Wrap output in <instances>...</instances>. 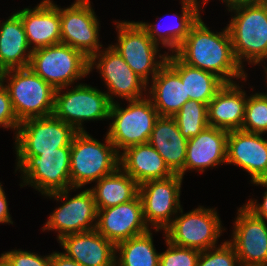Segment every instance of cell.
Returning a JSON list of instances; mask_svg holds the SVG:
<instances>
[{
  "instance_id": "cell-30",
  "label": "cell",
  "mask_w": 267,
  "mask_h": 266,
  "mask_svg": "<svg viewBox=\"0 0 267 266\" xmlns=\"http://www.w3.org/2000/svg\"><path fill=\"white\" fill-rule=\"evenodd\" d=\"M159 263L160 253L153 244L151 229L115 245V266H159Z\"/></svg>"
},
{
  "instance_id": "cell-26",
  "label": "cell",
  "mask_w": 267,
  "mask_h": 266,
  "mask_svg": "<svg viewBox=\"0 0 267 266\" xmlns=\"http://www.w3.org/2000/svg\"><path fill=\"white\" fill-rule=\"evenodd\" d=\"M20 16L13 12L5 21H0V63L7 71L27 68L32 54Z\"/></svg>"
},
{
  "instance_id": "cell-34",
  "label": "cell",
  "mask_w": 267,
  "mask_h": 266,
  "mask_svg": "<svg viewBox=\"0 0 267 266\" xmlns=\"http://www.w3.org/2000/svg\"><path fill=\"white\" fill-rule=\"evenodd\" d=\"M164 238L167 250L160 253L159 266H196L201 251L174 245Z\"/></svg>"
},
{
  "instance_id": "cell-44",
  "label": "cell",
  "mask_w": 267,
  "mask_h": 266,
  "mask_svg": "<svg viewBox=\"0 0 267 266\" xmlns=\"http://www.w3.org/2000/svg\"><path fill=\"white\" fill-rule=\"evenodd\" d=\"M264 69H265V77H266V79H267V67L264 65ZM266 84H267V82H266ZM266 94V96H267V92L265 93Z\"/></svg>"
},
{
  "instance_id": "cell-25",
  "label": "cell",
  "mask_w": 267,
  "mask_h": 266,
  "mask_svg": "<svg viewBox=\"0 0 267 266\" xmlns=\"http://www.w3.org/2000/svg\"><path fill=\"white\" fill-rule=\"evenodd\" d=\"M147 97L152 101L159 116L173 117L190 100L186 97L185 82L165 63L154 76Z\"/></svg>"
},
{
  "instance_id": "cell-13",
  "label": "cell",
  "mask_w": 267,
  "mask_h": 266,
  "mask_svg": "<svg viewBox=\"0 0 267 266\" xmlns=\"http://www.w3.org/2000/svg\"><path fill=\"white\" fill-rule=\"evenodd\" d=\"M94 66L107 86V95L111 103H115L114 98L116 97L126 101L146 97L147 93L145 91L148 84L129 67L110 45L89 59V72L93 71Z\"/></svg>"
},
{
  "instance_id": "cell-3",
  "label": "cell",
  "mask_w": 267,
  "mask_h": 266,
  "mask_svg": "<svg viewBox=\"0 0 267 266\" xmlns=\"http://www.w3.org/2000/svg\"><path fill=\"white\" fill-rule=\"evenodd\" d=\"M105 143L94 139L87 131L77 132L71 142V188H81L99 181L119 167V154L105 136Z\"/></svg>"
},
{
  "instance_id": "cell-14",
  "label": "cell",
  "mask_w": 267,
  "mask_h": 266,
  "mask_svg": "<svg viewBox=\"0 0 267 266\" xmlns=\"http://www.w3.org/2000/svg\"><path fill=\"white\" fill-rule=\"evenodd\" d=\"M182 181L183 177L174 174L139 185L145 222L148 227H154L155 232L164 231L183 208L180 203Z\"/></svg>"
},
{
  "instance_id": "cell-37",
  "label": "cell",
  "mask_w": 267,
  "mask_h": 266,
  "mask_svg": "<svg viewBox=\"0 0 267 266\" xmlns=\"http://www.w3.org/2000/svg\"><path fill=\"white\" fill-rule=\"evenodd\" d=\"M252 184L256 185V186L260 185V186L267 188V183L264 180L255 181V182H252ZM262 199H263L262 203H258L257 199H255V200L249 199V201L243 205L249 211H251L255 216H257L259 218H263L267 221V191L264 192Z\"/></svg>"
},
{
  "instance_id": "cell-42",
  "label": "cell",
  "mask_w": 267,
  "mask_h": 266,
  "mask_svg": "<svg viewBox=\"0 0 267 266\" xmlns=\"http://www.w3.org/2000/svg\"><path fill=\"white\" fill-rule=\"evenodd\" d=\"M6 70L2 67L1 63H0V82H1V79L3 77V75L5 74Z\"/></svg>"
},
{
  "instance_id": "cell-16",
  "label": "cell",
  "mask_w": 267,
  "mask_h": 266,
  "mask_svg": "<svg viewBox=\"0 0 267 266\" xmlns=\"http://www.w3.org/2000/svg\"><path fill=\"white\" fill-rule=\"evenodd\" d=\"M232 239L240 265H267V222L244 205L238 209Z\"/></svg>"
},
{
  "instance_id": "cell-7",
  "label": "cell",
  "mask_w": 267,
  "mask_h": 266,
  "mask_svg": "<svg viewBox=\"0 0 267 266\" xmlns=\"http://www.w3.org/2000/svg\"><path fill=\"white\" fill-rule=\"evenodd\" d=\"M70 155L71 144L38 156L17 155L15 173H22L20 187L33 186L43 196L71 188Z\"/></svg>"
},
{
  "instance_id": "cell-32",
  "label": "cell",
  "mask_w": 267,
  "mask_h": 266,
  "mask_svg": "<svg viewBox=\"0 0 267 266\" xmlns=\"http://www.w3.org/2000/svg\"><path fill=\"white\" fill-rule=\"evenodd\" d=\"M241 130L249 133H267V96L264 92L250 94L247 97Z\"/></svg>"
},
{
  "instance_id": "cell-2",
  "label": "cell",
  "mask_w": 267,
  "mask_h": 266,
  "mask_svg": "<svg viewBox=\"0 0 267 266\" xmlns=\"http://www.w3.org/2000/svg\"><path fill=\"white\" fill-rule=\"evenodd\" d=\"M228 11L235 14L227 29L234 55L241 67L244 68L243 60L252 65L267 60V7L257 2Z\"/></svg>"
},
{
  "instance_id": "cell-12",
  "label": "cell",
  "mask_w": 267,
  "mask_h": 266,
  "mask_svg": "<svg viewBox=\"0 0 267 266\" xmlns=\"http://www.w3.org/2000/svg\"><path fill=\"white\" fill-rule=\"evenodd\" d=\"M74 189L79 188H69L44 195L57 201H64L60 207L55 208L42 227V231L58 232L57 241L70 234L94 230L97 225V208L93 193L90 189H86L70 198L68 194Z\"/></svg>"
},
{
  "instance_id": "cell-10",
  "label": "cell",
  "mask_w": 267,
  "mask_h": 266,
  "mask_svg": "<svg viewBox=\"0 0 267 266\" xmlns=\"http://www.w3.org/2000/svg\"><path fill=\"white\" fill-rule=\"evenodd\" d=\"M175 216L164 230L166 239L180 247L194 248L199 251L215 247L222 233L221 219L215 208L199 206L185 214Z\"/></svg>"
},
{
  "instance_id": "cell-36",
  "label": "cell",
  "mask_w": 267,
  "mask_h": 266,
  "mask_svg": "<svg viewBox=\"0 0 267 266\" xmlns=\"http://www.w3.org/2000/svg\"><path fill=\"white\" fill-rule=\"evenodd\" d=\"M20 122L17 120L7 89L0 82V127L17 131Z\"/></svg>"
},
{
  "instance_id": "cell-8",
  "label": "cell",
  "mask_w": 267,
  "mask_h": 266,
  "mask_svg": "<svg viewBox=\"0 0 267 266\" xmlns=\"http://www.w3.org/2000/svg\"><path fill=\"white\" fill-rule=\"evenodd\" d=\"M117 29V43L110 45L125 60L129 67L147 84L166 63L168 56L159 53V45L152 41L147 31L135 21H114ZM158 53V54H157ZM159 57H158V56ZM160 60H159V59Z\"/></svg>"
},
{
  "instance_id": "cell-29",
  "label": "cell",
  "mask_w": 267,
  "mask_h": 266,
  "mask_svg": "<svg viewBox=\"0 0 267 266\" xmlns=\"http://www.w3.org/2000/svg\"><path fill=\"white\" fill-rule=\"evenodd\" d=\"M97 209H106L127 203L139 195V184L120 167L102 177L89 188Z\"/></svg>"
},
{
  "instance_id": "cell-22",
  "label": "cell",
  "mask_w": 267,
  "mask_h": 266,
  "mask_svg": "<svg viewBox=\"0 0 267 266\" xmlns=\"http://www.w3.org/2000/svg\"><path fill=\"white\" fill-rule=\"evenodd\" d=\"M239 83H225L208 103V125L227 131L241 130L247 94Z\"/></svg>"
},
{
  "instance_id": "cell-20",
  "label": "cell",
  "mask_w": 267,
  "mask_h": 266,
  "mask_svg": "<svg viewBox=\"0 0 267 266\" xmlns=\"http://www.w3.org/2000/svg\"><path fill=\"white\" fill-rule=\"evenodd\" d=\"M63 253L83 266H115V245L96 231L70 234L58 240Z\"/></svg>"
},
{
  "instance_id": "cell-33",
  "label": "cell",
  "mask_w": 267,
  "mask_h": 266,
  "mask_svg": "<svg viewBox=\"0 0 267 266\" xmlns=\"http://www.w3.org/2000/svg\"><path fill=\"white\" fill-rule=\"evenodd\" d=\"M217 246L201 251L196 266H240L235 248L228 240Z\"/></svg>"
},
{
  "instance_id": "cell-31",
  "label": "cell",
  "mask_w": 267,
  "mask_h": 266,
  "mask_svg": "<svg viewBox=\"0 0 267 266\" xmlns=\"http://www.w3.org/2000/svg\"><path fill=\"white\" fill-rule=\"evenodd\" d=\"M207 109L206 103L188 100L173 116L184 138L189 140L209 126Z\"/></svg>"
},
{
  "instance_id": "cell-23",
  "label": "cell",
  "mask_w": 267,
  "mask_h": 266,
  "mask_svg": "<svg viewBox=\"0 0 267 266\" xmlns=\"http://www.w3.org/2000/svg\"><path fill=\"white\" fill-rule=\"evenodd\" d=\"M187 142L174 117L159 116L148 143L156 149L174 174L183 177Z\"/></svg>"
},
{
  "instance_id": "cell-35",
  "label": "cell",
  "mask_w": 267,
  "mask_h": 266,
  "mask_svg": "<svg viewBox=\"0 0 267 266\" xmlns=\"http://www.w3.org/2000/svg\"><path fill=\"white\" fill-rule=\"evenodd\" d=\"M10 266H51V254L41 256L20 249L1 254Z\"/></svg>"
},
{
  "instance_id": "cell-45",
  "label": "cell",
  "mask_w": 267,
  "mask_h": 266,
  "mask_svg": "<svg viewBox=\"0 0 267 266\" xmlns=\"http://www.w3.org/2000/svg\"><path fill=\"white\" fill-rule=\"evenodd\" d=\"M240 266H267V265H240Z\"/></svg>"
},
{
  "instance_id": "cell-43",
  "label": "cell",
  "mask_w": 267,
  "mask_h": 266,
  "mask_svg": "<svg viewBox=\"0 0 267 266\" xmlns=\"http://www.w3.org/2000/svg\"><path fill=\"white\" fill-rule=\"evenodd\" d=\"M259 2H260L262 5H264V6L267 7V0H259Z\"/></svg>"
},
{
  "instance_id": "cell-41",
  "label": "cell",
  "mask_w": 267,
  "mask_h": 266,
  "mask_svg": "<svg viewBox=\"0 0 267 266\" xmlns=\"http://www.w3.org/2000/svg\"><path fill=\"white\" fill-rule=\"evenodd\" d=\"M0 266H10L2 255H0Z\"/></svg>"
},
{
  "instance_id": "cell-40",
  "label": "cell",
  "mask_w": 267,
  "mask_h": 266,
  "mask_svg": "<svg viewBox=\"0 0 267 266\" xmlns=\"http://www.w3.org/2000/svg\"><path fill=\"white\" fill-rule=\"evenodd\" d=\"M209 0H202V4L208 3ZM223 3L225 2L227 9H231L240 5H247V4H253L259 2V0H221Z\"/></svg>"
},
{
  "instance_id": "cell-1",
  "label": "cell",
  "mask_w": 267,
  "mask_h": 266,
  "mask_svg": "<svg viewBox=\"0 0 267 266\" xmlns=\"http://www.w3.org/2000/svg\"><path fill=\"white\" fill-rule=\"evenodd\" d=\"M174 54L185 64L211 72L224 83L247 81L245 69L238 63L227 27L214 33L201 17L191 27L186 39Z\"/></svg>"
},
{
  "instance_id": "cell-17",
  "label": "cell",
  "mask_w": 267,
  "mask_h": 266,
  "mask_svg": "<svg viewBox=\"0 0 267 266\" xmlns=\"http://www.w3.org/2000/svg\"><path fill=\"white\" fill-rule=\"evenodd\" d=\"M96 231L114 245L146 233L151 228L145 222L140 196L106 209H97Z\"/></svg>"
},
{
  "instance_id": "cell-19",
  "label": "cell",
  "mask_w": 267,
  "mask_h": 266,
  "mask_svg": "<svg viewBox=\"0 0 267 266\" xmlns=\"http://www.w3.org/2000/svg\"><path fill=\"white\" fill-rule=\"evenodd\" d=\"M16 13L31 50L61 43L60 7L52 0H42L33 9L27 7Z\"/></svg>"
},
{
  "instance_id": "cell-6",
  "label": "cell",
  "mask_w": 267,
  "mask_h": 266,
  "mask_svg": "<svg viewBox=\"0 0 267 266\" xmlns=\"http://www.w3.org/2000/svg\"><path fill=\"white\" fill-rule=\"evenodd\" d=\"M122 108L118 101L111 104L109 119H113L106 133L118 154L120 150L148 143L155 121L159 117L152 101L146 96L139 100L127 101Z\"/></svg>"
},
{
  "instance_id": "cell-18",
  "label": "cell",
  "mask_w": 267,
  "mask_h": 266,
  "mask_svg": "<svg viewBox=\"0 0 267 266\" xmlns=\"http://www.w3.org/2000/svg\"><path fill=\"white\" fill-rule=\"evenodd\" d=\"M226 164L241 167L251 175V182L267 177V139L260 133L229 131Z\"/></svg>"
},
{
  "instance_id": "cell-27",
  "label": "cell",
  "mask_w": 267,
  "mask_h": 266,
  "mask_svg": "<svg viewBox=\"0 0 267 266\" xmlns=\"http://www.w3.org/2000/svg\"><path fill=\"white\" fill-rule=\"evenodd\" d=\"M181 15L175 14L176 21L171 26L167 25L161 28L160 21L157 24H149L148 22H139L147 31L148 36L158 45L168 48L170 53H174L181 43L186 39L191 27L198 21L200 16V1L198 0H181ZM177 16V17H176ZM179 18V19H178ZM161 28V29H160Z\"/></svg>"
},
{
  "instance_id": "cell-11",
  "label": "cell",
  "mask_w": 267,
  "mask_h": 266,
  "mask_svg": "<svg viewBox=\"0 0 267 266\" xmlns=\"http://www.w3.org/2000/svg\"><path fill=\"white\" fill-rule=\"evenodd\" d=\"M77 131L54 114L20 122L15 134L16 155L38 156L69 146Z\"/></svg>"
},
{
  "instance_id": "cell-39",
  "label": "cell",
  "mask_w": 267,
  "mask_h": 266,
  "mask_svg": "<svg viewBox=\"0 0 267 266\" xmlns=\"http://www.w3.org/2000/svg\"><path fill=\"white\" fill-rule=\"evenodd\" d=\"M51 266H83L62 252L51 253Z\"/></svg>"
},
{
  "instance_id": "cell-24",
  "label": "cell",
  "mask_w": 267,
  "mask_h": 266,
  "mask_svg": "<svg viewBox=\"0 0 267 266\" xmlns=\"http://www.w3.org/2000/svg\"><path fill=\"white\" fill-rule=\"evenodd\" d=\"M119 167L139 185L174 175L161 155L149 143L138 144L120 152Z\"/></svg>"
},
{
  "instance_id": "cell-9",
  "label": "cell",
  "mask_w": 267,
  "mask_h": 266,
  "mask_svg": "<svg viewBox=\"0 0 267 266\" xmlns=\"http://www.w3.org/2000/svg\"><path fill=\"white\" fill-rule=\"evenodd\" d=\"M64 93V88L55 92L54 115L71 125L77 132L86 131L84 121L109 119L111 102L107 93L91 85H76ZM63 91V92H62Z\"/></svg>"
},
{
  "instance_id": "cell-4",
  "label": "cell",
  "mask_w": 267,
  "mask_h": 266,
  "mask_svg": "<svg viewBox=\"0 0 267 266\" xmlns=\"http://www.w3.org/2000/svg\"><path fill=\"white\" fill-rule=\"evenodd\" d=\"M1 83L5 84L19 122L53 115L56 90L29 67L7 70Z\"/></svg>"
},
{
  "instance_id": "cell-38",
  "label": "cell",
  "mask_w": 267,
  "mask_h": 266,
  "mask_svg": "<svg viewBox=\"0 0 267 266\" xmlns=\"http://www.w3.org/2000/svg\"><path fill=\"white\" fill-rule=\"evenodd\" d=\"M11 218L12 217L9 213L7 198L4 189L2 187V184L0 183V223L13 224Z\"/></svg>"
},
{
  "instance_id": "cell-15",
  "label": "cell",
  "mask_w": 267,
  "mask_h": 266,
  "mask_svg": "<svg viewBox=\"0 0 267 266\" xmlns=\"http://www.w3.org/2000/svg\"><path fill=\"white\" fill-rule=\"evenodd\" d=\"M100 22L90 0H75L60 7L61 43L81 51L88 59L101 50Z\"/></svg>"
},
{
  "instance_id": "cell-28",
  "label": "cell",
  "mask_w": 267,
  "mask_h": 266,
  "mask_svg": "<svg viewBox=\"0 0 267 266\" xmlns=\"http://www.w3.org/2000/svg\"><path fill=\"white\" fill-rule=\"evenodd\" d=\"M166 63L181 77L182 82H185L186 97L190 100L208 105L225 84L215 74L185 64L174 53H168Z\"/></svg>"
},
{
  "instance_id": "cell-21",
  "label": "cell",
  "mask_w": 267,
  "mask_h": 266,
  "mask_svg": "<svg viewBox=\"0 0 267 266\" xmlns=\"http://www.w3.org/2000/svg\"><path fill=\"white\" fill-rule=\"evenodd\" d=\"M229 131L210 127L187 142L185 171L192 169L203 173L208 167L226 163L227 136ZM206 168V169H205Z\"/></svg>"
},
{
  "instance_id": "cell-5",
  "label": "cell",
  "mask_w": 267,
  "mask_h": 266,
  "mask_svg": "<svg viewBox=\"0 0 267 266\" xmlns=\"http://www.w3.org/2000/svg\"><path fill=\"white\" fill-rule=\"evenodd\" d=\"M28 67L55 90H66L90 74L89 59L81 51L63 43L33 50Z\"/></svg>"
}]
</instances>
